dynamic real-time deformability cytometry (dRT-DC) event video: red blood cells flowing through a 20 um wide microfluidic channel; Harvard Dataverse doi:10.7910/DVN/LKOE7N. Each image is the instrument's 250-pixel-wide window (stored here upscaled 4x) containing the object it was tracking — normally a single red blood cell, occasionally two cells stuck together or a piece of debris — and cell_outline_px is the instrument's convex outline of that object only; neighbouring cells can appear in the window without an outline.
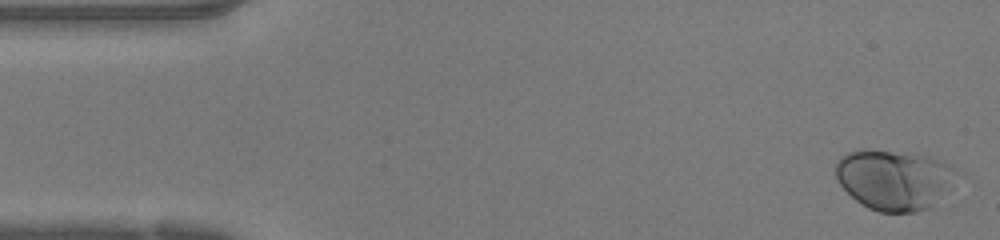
{"species": "human", "species_latin": "Homo sapiens", "temperature_condition": "warm", "stored_images_in_passage": 47, "camera_frame_rate_fps": 3000, "um_per_image_px": 0.085, "donor": {"sex": "female"}, "frame": {"image": 1, "passage_image": 1, "time_ms": 0.0, "image_size_px": [1000, 240], "cell_outline_px": [[952, 168], [932, 208], [916, 212], [880, 212], [868, 208], [856, 200], [836, 180], [836, 160], [840, 156], [848, 152], [860, 148], [912, 152], [944, 160]], "centroid_in_image_um": [75.83, 15.23], "position_along_channel_um": 9.2, "area_um2": 41.56}}
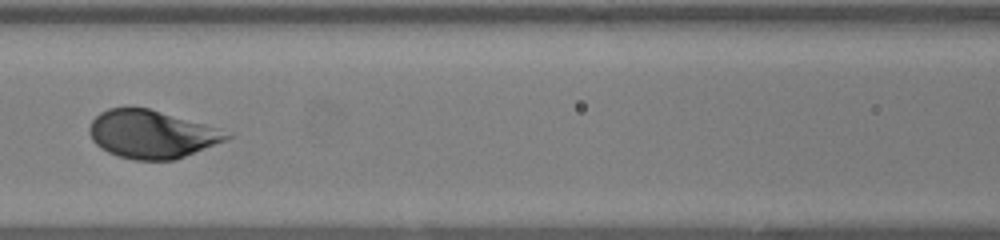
{"frame": {"image": 2, "passage_image": 20, "time_ms": 6.333, "image_size_px": [1000, 240], "cell_outline_px": [[236, 136], [176, 160], [132, 160], [108, 152], [100, 148], [92, 140], [88, 132], [88, 128], [92, 120], [100, 112], [108, 108], [148, 108], [204, 124], [216, 128]], "centroid_in_image_um": [12.86, 11.42], "position_along_channel_um": 153.7, "area_um2": 38.21}}
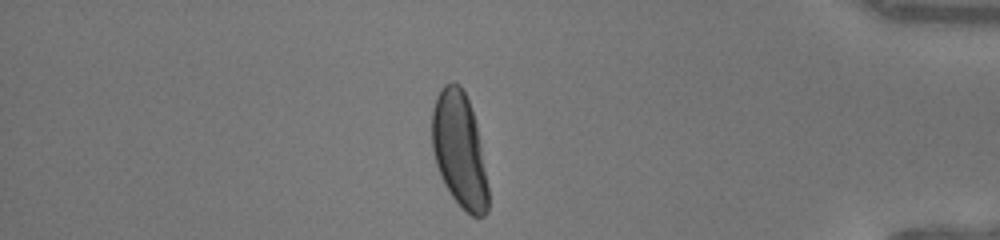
{"frame": {"image": 3, "passage_image": 40, "time_ms": 13.0, "image_size_px": [1000, 240], "cell_outline_px": [[488, 212], [484, 216], [472, 216], [452, 196], [444, 184], [440, 176], [436, 164], [432, 148], [432, 108], [436, 96], [444, 84], [460, 84], [468, 100], [476, 124], [480, 144], [488, 188]], "centroid_in_image_um": [39.03, 12.74], "position_along_channel_um": 396.2, "area_um2": 37.17}}